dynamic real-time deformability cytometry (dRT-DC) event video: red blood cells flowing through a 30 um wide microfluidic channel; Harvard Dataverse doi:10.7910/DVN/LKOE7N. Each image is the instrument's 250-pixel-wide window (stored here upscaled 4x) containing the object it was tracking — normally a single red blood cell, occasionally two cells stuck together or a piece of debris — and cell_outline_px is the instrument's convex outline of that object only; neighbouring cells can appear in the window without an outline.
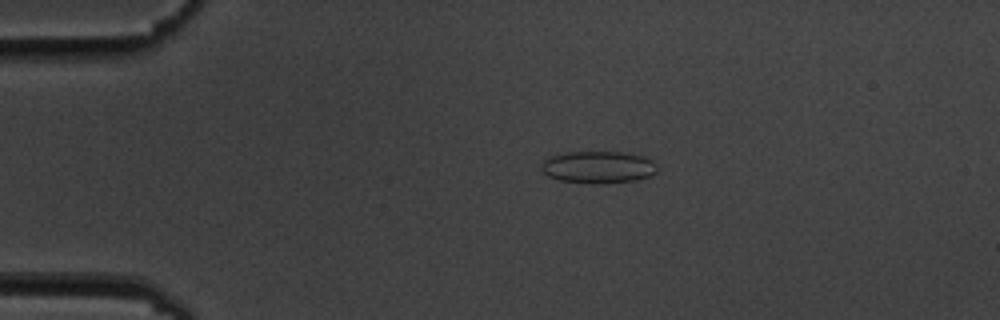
{"species": "common noctule bat (a hibernating species)", "species_latin": "Nyctalus noctula", "temperature_condition": "cold", "stored_images_in_passage": 8, "camera_frame_rate_fps": 3000, "um_per_image_px": 0.085, "animal": {"sex": "male", "body_mass_g": 19.5, "forearm_length_mm": 54.6}, "frame": {"image": 1, "passage_image": 4, "time_ms": 3.333, "image_size_px": [1000, 320], "cell_outline_px": [[656, 172], [652, 176], [636, 180], [604, 184], [588, 184], [560, 180], [548, 176], [540, 168], [544, 160], [548, 156], [568, 152], [624, 152], [644, 156], [652, 160], [656, 164]], "centroid_in_image_um": [50.86, 14.22], "position_along_channel_um": 34.1, "area_um2": 22.02}}
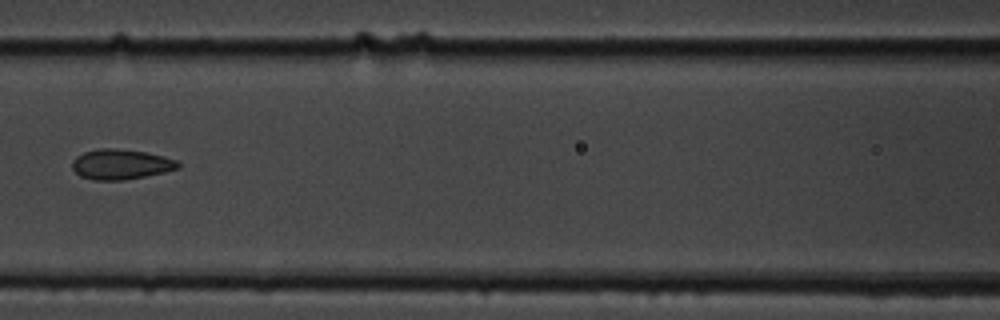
{"frame": {"image": 2, "passage_image": 8, "time_ms": 8.0, "image_size_px": [1000, 320], "cell_outline_px": [[180, 168], [164, 172], [124, 180], [92, 180], [80, 176], [72, 168], [72, 160], [76, 156], [84, 152], [100, 148], [116, 148], [144, 152], [164, 156], [176, 160], [180, 164]], "centroid_in_image_um": [10.25, 13.96], "position_along_channel_um": 156.3, "area_um2": 18.61}}